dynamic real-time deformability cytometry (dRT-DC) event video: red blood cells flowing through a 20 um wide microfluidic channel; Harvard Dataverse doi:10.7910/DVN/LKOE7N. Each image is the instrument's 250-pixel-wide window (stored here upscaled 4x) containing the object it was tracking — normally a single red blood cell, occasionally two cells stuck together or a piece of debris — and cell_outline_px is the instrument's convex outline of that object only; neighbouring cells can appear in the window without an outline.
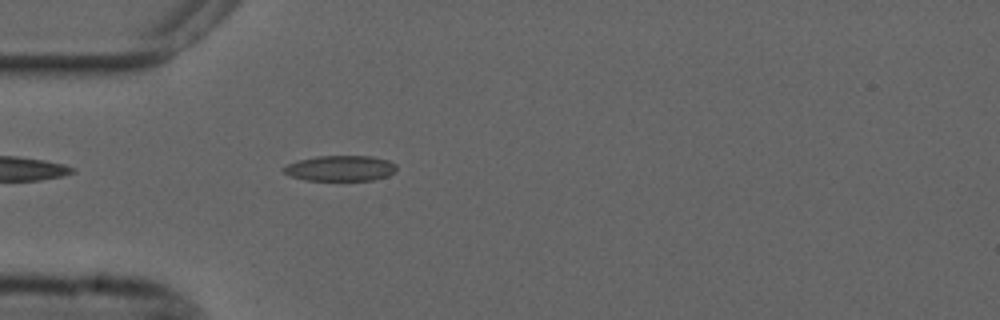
{"species": "common noctule bat (a hibernating species)", "species_latin": "Nyctalus noctula", "temperature_condition": "cold", "stored_images_in_passage": 34, "camera_frame_rate_fps": 3000, "um_per_image_px": 0.085, "animal": {"sex": "male", "forearm_length_mm": 52.5}, "frame": {"image": 1, "passage_image": 1, "time_ms": 0.0, "image_size_px": [1000, 320], "cell_outline_px": [[396, 172], [388, 176], [372, 180], [304, 180], [288, 176], [280, 168], [288, 164], [300, 160], [316, 156], [372, 156], [388, 160], [396, 164]], "centroid_in_image_um": [28.93, 14.31], "position_along_channel_um": 56.1, "area_um2": 16.94}}
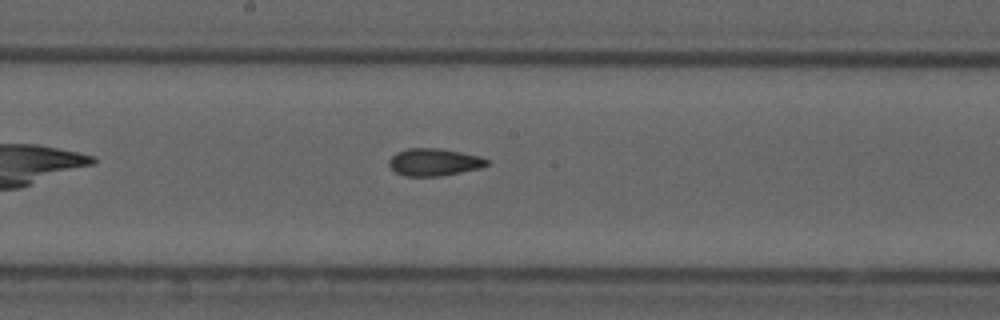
{"frame": {"image": 2, "passage_image": 14, "time_ms": 4.333, "image_size_px": [1000, 320], "cell_outline_px": [[488, 164], [480, 168], [440, 176], [404, 176], [396, 172], [388, 164], [388, 160], [396, 152], [408, 148], [440, 148], [480, 156], [488, 160]], "centroid_in_image_um": [36.87, 13.77], "position_along_channel_um": 211.3, "area_um2": 15.55}}
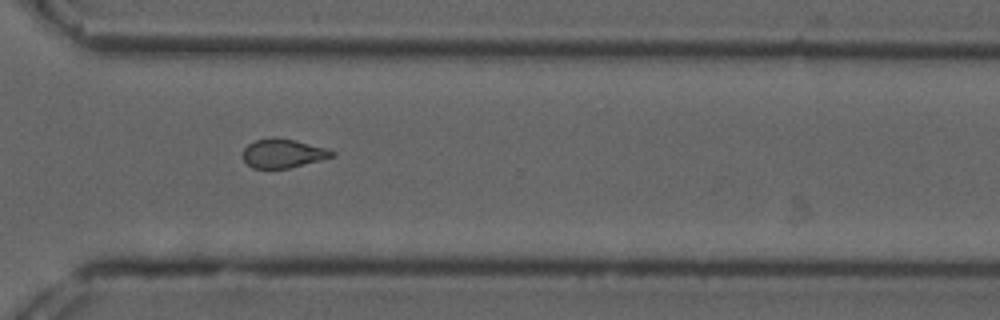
{"frame": {"image": 3, "passage_image": 25, "time_ms": 8.0, "image_size_px": [1000, 320], "cell_outline_px": [[336, 156], [288, 168], [252, 168], [244, 160], [244, 148], [248, 144], [256, 140], [272, 136], [296, 140], [324, 148], [336, 152]], "centroid_in_image_um": [24.06, 13.02], "position_along_channel_um": 346.5, "area_um2": 14.91}, "authors_computed_cell_mechanics": {"area_um2": 15.6927, "velocity_mm_per_s": 3.6992, "shape_relaxation_time_tau1_ms": null, "shape_relaxation_time_tau2_ms": 4.1472, "deformation_change_tau1": null, "deformation_change_tau2": 0.1034}}